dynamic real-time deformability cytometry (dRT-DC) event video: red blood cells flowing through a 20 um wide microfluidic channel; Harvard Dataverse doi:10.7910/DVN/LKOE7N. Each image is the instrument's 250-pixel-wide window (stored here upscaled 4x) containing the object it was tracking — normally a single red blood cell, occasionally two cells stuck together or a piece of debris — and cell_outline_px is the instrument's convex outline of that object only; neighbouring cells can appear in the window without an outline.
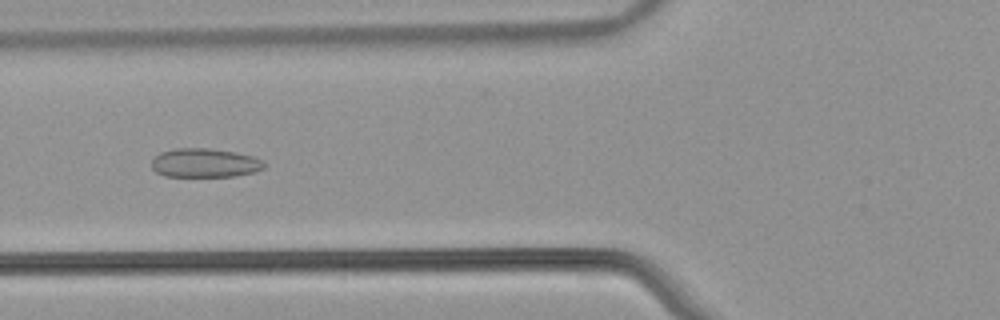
{"species": "common noctule bat (a hibernating species)", "species_latin": "Nyctalus noctula", "temperature_condition": "warm", "stored_images_in_passage": 39, "camera_frame_rate_fps": 3000, "um_per_image_px": 0.085, "animal": {"sex": "male", "body_mass_g": 21.5, "forearm_length_mm": 52.0}, "frame": {"image": 1, "passage_image": 14, "time_ms": 4.333, "image_size_px": [1000, 320], "cell_outline_px": [[264, 168], [256, 172], [236, 176], [164, 176], [156, 172], [152, 168], [152, 160], [160, 152], [176, 148], [208, 148], [236, 152], [252, 156], [264, 160]], "centroid_in_image_um": [17.42, 13.85], "position_along_channel_um": 108.4, "area_um2": 19.07}}
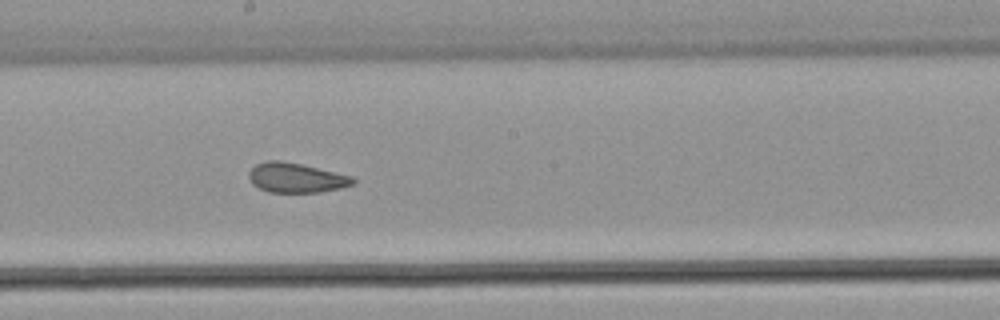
{"frame": {"image": 2, "passage_image": 23, "time_ms": 7.333, "image_size_px": [1000, 320], "cell_outline_px": [[356, 184], [340, 188], [320, 192], [268, 192], [252, 184], [248, 176], [248, 172], [256, 164], [268, 160], [280, 160], [300, 164], [352, 176], [356, 180]], "centroid_in_image_um": [25.17, 15.11], "position_along_channel_um": 223.0, "area_um2": 17.98}}
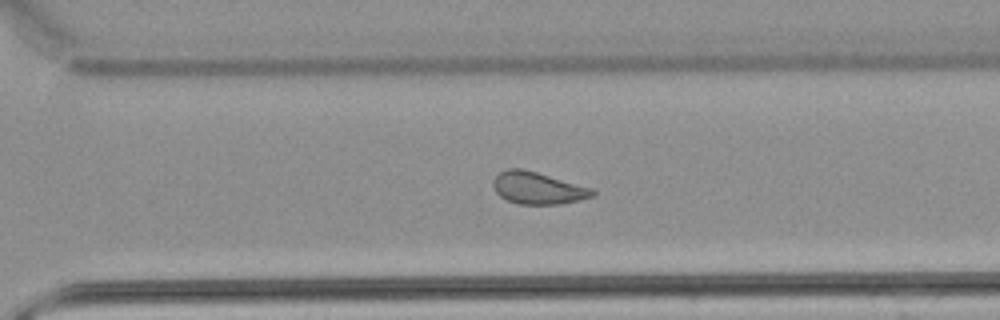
{"frame": {"image": 3, "passage_image": 31, "time_ms": 10.0, "image_size_px": [1000, 320], "cell_outline_px": [[596, 192], [592, 196], [580, 200], [560, 204], [516, 204], [500, 196], [496, 192], [492, 184], [492, 180], [500, 172], [508, 168], [520, 168], [536, 172], [596, 188]], "centroid_in_image_um": [45.74, 15.98], "position_along_channel_um": 324.9, "area_um2": 18.73}, "authors_computed_cell_mechanics": {"area_um2": 19.074, "velocity_mm_per_s": 3.826, "shape_relaxation_time_tau1_ms": null, "shape_relaxation_time_tau2_ms": 2.1602, "deformation_change_tau1": null, "deformation_change_tau2": 0.061}}